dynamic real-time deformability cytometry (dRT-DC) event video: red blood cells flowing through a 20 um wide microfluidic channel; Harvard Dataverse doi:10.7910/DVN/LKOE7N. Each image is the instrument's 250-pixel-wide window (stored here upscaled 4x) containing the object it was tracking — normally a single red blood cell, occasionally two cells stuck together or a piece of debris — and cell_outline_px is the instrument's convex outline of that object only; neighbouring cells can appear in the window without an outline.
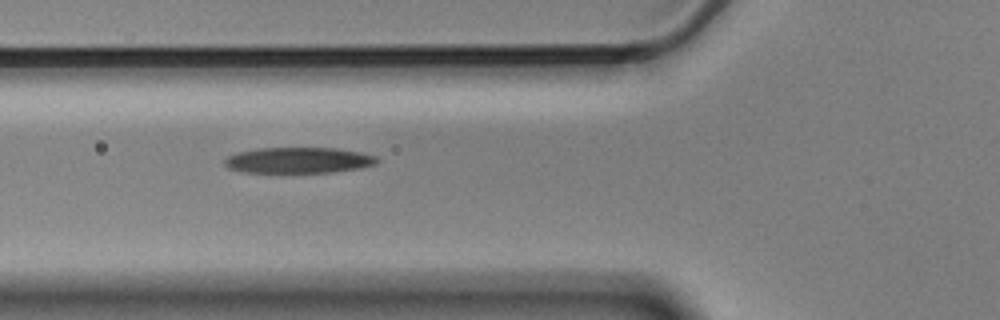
{"species": "Egyptian fruit bat (a non-hibernating species)", "species_latin": "Rousettus aegyptiacus", "temperature_condition": "cold", "stored_images_in_passage": 6, "camera_frame_rate_fps": 3000, "um_per_image_px": 0.085, "animal": {"sex": "male"}, "frame": {"image": 1, "passage_image": 5, "time_ms": 1.333, "image_size_px": [1000, 320], "cell_outline_px": [[380, 160], [376, 164], [360, 168], [332, 172], [244, 172], [228, 168], [224, 164], [224, 160], [228, 156], [236, 152], [256, 148], [336, 148], [360, 152], [376, 156]], "centroid_in_image_um": [25.37, 13.61], "position_along_channel_um": 100.4, "area_um2": 23.0}}
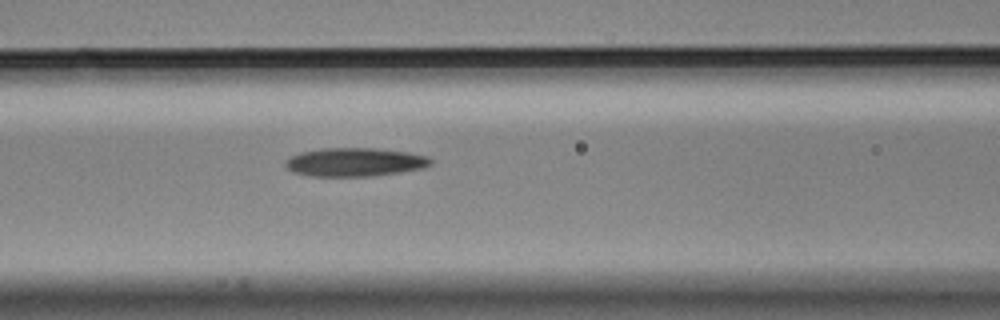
{"frame": {"image": 2, "passage_image": 6, "time_ms": 1.667, "image_size_px": [1000, 320], "cell_outline_px": [[432, 164], [424, 168], [400, 172], [368, 176], [312, 176], [292, 172], [284, 164], [284, 160], [288, 156], [300, 152], [324, 148], [376, 148], [408, 152], [428, 156], [432, 160]], "centroid_in_image_um": [30.14, 13.77], "position_along_channel_um": 136.5, "area_um2": 24.33}}